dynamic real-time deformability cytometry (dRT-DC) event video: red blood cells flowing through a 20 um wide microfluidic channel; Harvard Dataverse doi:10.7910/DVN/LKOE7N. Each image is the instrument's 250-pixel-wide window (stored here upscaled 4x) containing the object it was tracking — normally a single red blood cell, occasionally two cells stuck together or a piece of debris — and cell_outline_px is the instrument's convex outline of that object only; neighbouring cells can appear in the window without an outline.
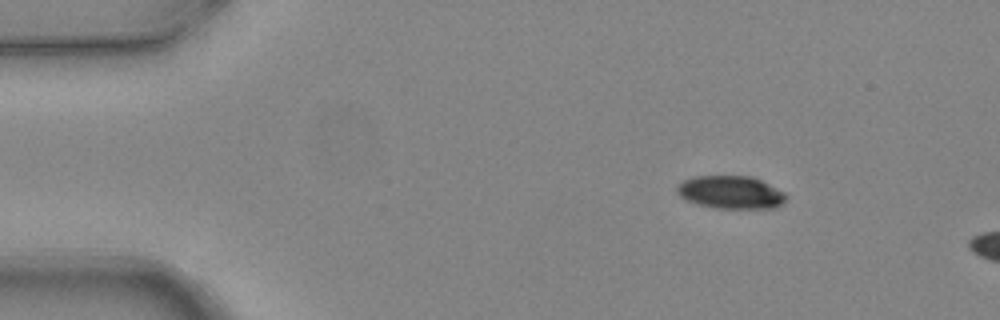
{"species": "common noctule bat (a hibernating species)", "species_latin": "Nyctalus noctula", "temperature_condition": "warm", "stored_images_in_passage": 2, "camera_frame_rate_fps": 3000, "um_per_image_px": 0.085, "animal": {"sex": "female", "body_mass_g": 24.6, "forearm_length_mm": 56.2}, "frame": {"image": 1, "passage_image": 1, "time_ms": 0.0, "image_size_px": [1000, 320], "cell_outline_px": [[788, 196], [780, 204], [772, 208], [716, 208], [696, 204], [680, 196], [676, 192], [676, 188], [684, 180], [696, 176], [752, 176], [784, 192]], "centroid_in_image_um": [62.1, 16.34], "position_along_channel_um": 22.9, "area_um2": 20.69}}